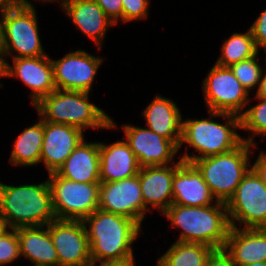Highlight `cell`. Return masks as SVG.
Here are the masks:
<instances>
[{"mask_svg":"<svg viewBox=\"0 0 266 266\" xmlns=\"http://www.w3.org/2000/svg\"><path fill=\"white\" fill-rule=\"evenodd\" d=\"M83 222L92 266L99 261L101 264L124 262L134 258L132 246L142 231V226L135 220L96 209Z\"/></svg>","mask_w":266,"mask_h":266,"instance_id":"1","label":"cell"},{"mask_svg":"<svg viewBox=\"0 0 266 266\" xmlns=\"http://www.w3.org/2000/svg\"><path fill=\"white\" fill-rule=\"evenodd\" d=\"M209 118L182 120V137L179 150L186 144L195 149L199 154L189 155L188 149L179 158L183 162L192 163L194 160L208 156L223 154L232 151L240 146L244 141L236 130L241 129L240 116L208 111ZM214 118L226 119L225 122L218 123Z\"/></svg>","mask_w":266,"mask_h":266,"instance_id":"2","label":"cell"},{"mask_svg":"<svg viewBox=\"0 0 266 266\" xmlns=\"http://www.w3.org/2000/svg\"><path fill=\"white\" fill-rule=\"evenodd\" d=\"M214 204L184 206L172 203L163 215L171 221V227L182 229L176 241L203 243L215 250L223 249L230 229L227 207L218 201Z\"/></svg>","mask_w":266,"mask_h":266,"instance_id":"3","label":"cell"},{"mask_svg":"<svg viewBox=\"0 0 266 266\" xmlns=\"http://www.w3.org/2000/svg\"><path fill=\"white\" fill-rule=\"evenodd\" d=\"M0 215L13 229L48 225L55 220L48 179L20 186L0 182Z\"/></svg>","mask_w":266,"mask_h":266,"instance_id":"4","label":"cell"},{"mask_svg":"<svg viewBox=\"0 0 266 266\" xmlns=\"http://www.w3.org/2000/svg\"><path fill=\"white\" fill-rule=\"evenodd\" d=\"M90 93L56 89L34 107L47 122L66 124L84 131L117 129L115 121L104 110L90 102Z\"/></svg>","mask_w":266,"mask_h":266,"instance_id":"5","label":"cell"},{"mask_svg":"<svg viewBox=\"0 0 266 266\" xmlns=\"http://www.w3.org/2000/svg\"><path fill=\"white\" fill-rule=\"evenodd\" d=\"M255 147L253 144L243 142L230 152L192 162L216 201L226 204L230 200L242 178L251 168L249 158Z\"/></svg>","mask_w":266,"mask_h":266,"instance_id":"6","label":"cell"},{"mask_svg":"<svg viewBox=\"0 0 266 266\" xmlns=\"http://www.w3.org/2000/svg\"><path fill=\"white\" fill-rule=\"evenodd\" d=\"M35 6L6 4L3 16V56L39 57L47 55L41 43ZM15 53V54H14Z\"/></svg>","mask_w":266,"mask_h":266,"instance_id":"7","label":"cell"},{"mask_svg":"<svg viewBox=\"0 0 266 266\" xmlns=\"http://www.w3.org/2000/svg\"><path fill=\"white\" fill-rule=\"evenodd\" d=\"M230 227L266 228V186L250 168L226 203ZM238 223V224H236Z\"/></svg>","mask_w":266,"mask_h":266,"instance_id":"8","label":"cell"},{"mask_svg":"<svg viewBox=\"0 0 266 266\" xmlns=\"http://www.w3.org/2000/svg\"><path fill=\"white\" fill-rule=\"evenodd\" d=\"M56 219L84 220L98 209L100 183H80L48 174Z\"/></svg>","mask_w":266,"mask_h":266,"instance_id":"9","label":"cell"},{"mask_svg":"<svg viewBox=\"0 0 266 266\" xmlns=\"http://www.w3.org/2000/svg\"><path fill=\"white\" fill-rule=\"evenodd\" d=\"M202 83L208 111L241 116L246 106L250 104V93L242 86L229 67L214 63Z\"/></svg>","mask_w":266,"mask_h":266,"instance_id":"10","label":"cell"},{"mask_svg":"<svg viewBox=\"0 0 266 266\" xmlns=\"http://www.w3.org/2000/svg\"><path fill=\"white\" fill-rule=\"evenodd\" d=\"M59 266H92L83 220L55 219L48 224Z\"/></svg>","mask_w":266,"mask_h":266,"instance_id":"11","label":"cell"},{"mask_svg":"<svg viewBox=\"0 0 266 266\" xmlns=\"http://www.w3.org/2000/svg\"><path fill=\"white\" fill-rule=\"evenodd\" d=\"M104 58L85 50L69 51L60 59H51L56 89L90 93Z\"/></svg>","mask_w":266,"mask_h":266,"instance_id":"12","label":"cell"},{"mask_svg":"<svg viewBox=\"0 0 266 266\" xmlns=\"http://www.w3.org/2000/svg\"><path fill=\"white\" fill-rule=\"evenodd\" d=\"M98 209L135 220H144V202L138 175L114 182H100Z\"/></svg>","mask_w":266,"mask_h":266,"instance_id":"13","label":"cell"},{"mask_svg":"<svg viewBox=\"0 0 266 266\" xmlns=\"http://www.w3.org/2000/svg\"><path fill=\"white\" fill-rule=\"evenodd\" d=\"M124 140L136 155L139 166H167L174 163L179 148L171 141L161 137L148 128L125 124L122 127ZM173 160V161H172Z\"/></svg>","mask_w":266,"mask_h":266,"instance_id":"14","label":"cell"},{"mask_svg":"<svg viewBox=\"0 0 266 266\" xmlns=\"http://www.w3.org/2000/svg\"><path fill=\"white\" fill-rule=\"evenodd\" d=\"M6 62L5 77L18 78L29 87L31 103L35 106L44 96L56 90L53 65L48 55L13 58Z\"/></svg>","mask_w":266,"mask_h":266,"instance_id":"15","label":"cell"},{"mask_svg":"<svg viewBox=\"0 0 266 266\" xmlns=\"http://www.w3.org/2000/svg\"><path fill=\"white\" fill-rule=\"evenodd\" d=\"M84 132L74 126L44 121L40 164L48 174L55 173L84 139Z\"/></svg>","mask_w":266,"mask_h":266,"instance_id":"16","label":"cell"},{"mask_svg":"<svg viewBox=\"0 0 266 266\" xmlns=\"http://www.w3.org/2000/svg\"><path fill=\"white\" fill-rule=\"evenodd\" d=\"M179 163L167 166L142 167L138 172L144 202V218L151 209L163 214L173 202L172 184Z\"/></svg>","mask_w":266,"mask_h":266,"instance_id":"17","label":"cell"},{"mask_svg":"<svg viewBox=\"0 0 266 266\" xmlns=\"http://www.w3.org/2000/svg\"><path fill=\"white\" fill-rule=\"evenodd\" d=\"M60 7L77 29L95 43L98 50L103 47L107 30L116 25L95 0H66Z\"/></svg>","mask_w":266,"mask_h":266,"instance_id":"18","label":"cell"},{"mask_svg":"<svg viewBox=\"0 0 266 266\" xmlns=\"http://www.w3.org/2000/svg\"><path fill=\"white\" fill-rule=\"evenodd\" d=\"M172 194V203L184 206H208L216 202L198 169L181 159L174 173Z\"/></svg>","mask_w":266,"mask_h":266,"instance_id":"19","label":"cell"},{"mask_svg":"<svg viewBox=\"0 0 266 266\" xmlns=\"http://www.w3.org/2000/svg\"><path fill=\"white\" fill-rule=\"evenodd\" d=\"M100 182H114L138 175L136 155L123 139L112 144L99 142Z\"/></svg>","mask_w":266,"mask_h":266,"instance_id":"20","label":"cell"},{"mask_svg":"<svg viewBox=\"0 0 266 266\" xmlns=\"http://www.w3.org/2000/svg\"><path fill=\"white\" fill-rule=\"evenodd\" d=\"M223 249L237 266L266 262V228L230 227Z\"/></svg>","mask_w":266,"mask_h":266,"instance_id":"21","label":"cell"},{"mask_svg":"<svg viewBox=\"0 0 266 266\" xmlns=\"http://www.w3.org/2000/svg\"><path fill=\"white\" fill-rule=\"evenodd\" d=\"M149 130L171 140L178 148L182 137V114L172 99L156 95L142 113Z\"/></svg>","mask_w":266,"mask_h":266,"instance_id":"22","label":"cell"},{"mask_svg":"<svg viewBox=\"0 0 266 266\" xmlns=\"http://www.w3.org/2000/svg\"><path fill=\"white\" fill-rule=\"evenodd\" d=\"M56 173L75 182L100 183L99 142L84 138Z\"/></svg>","mask_w":266,"mask_h":266,"instance_id":"23","label":"cell"},{"mask_svg":"<svg viewBox=\"0 0 266 266\" xmlns=\"http://www.w3.org/2000/svg\"><path fill=\"white\" fill-rule=\"evenodd\" d=\"M16 230L20 257L30 260L36 266H59L48 225L21 227Z\"/></svg>","mask_w":266,"mask_h":266,"instance_id":"24","label":"cell"},{"mask_svg":"<svg viewBox=\"0 0 266 266\" xmlns=\"http://www.w3.org/2000/svg\"><path fill=\"white\" fill-rule=\"evenodd\" d=\"M25 128L15 139L10 155V163L30 167L40 164V155L44 138V120Z\"/></svg>","mask_w":266,"mask_h":266,"instance_id":"25","label":"cell"},{"mask_svg":"<svg viewBox=\"0 0 266 266\" xmlns=\"http://www.w3.org/2000/svg\"><path fill=\"white\" fill-rule=\"evenodd\" d=\"M215 249L203 243L175 241L157 258V266H205Z\"/></svg>","mask_w":266,"mask_h":266,"instance_id":"26","label":"cell"},{"mask_svg":"<svg viewBox=\"0 0 266 266\" xmlns=\"http://www.w3.org/2000/svg\"><path fill=\"white\" fill-rule=\"evenodd\" d=\"M221 50V54L215 64L222 67H229L259 53L249 29L245 33H233L223 41Z\"/></svg>","mask_w":266,"mask_h":266,"instance_id":"27","label":"cell"},{"mask_svg":"<svg viewBox=\"0 0 266 266\" xmlns=\"http://www.w3.org/2000/svg\"><path fill=\"white\" fill-rule=\"evenodd\" d=\"M252 99H258L259 103L244 110L240 116L241 130H246L251 134L250 137L243 138V141L256 146L255 135L262 139L266 136V98L254 96Z\"/></svg>","mask_w":266,"mask_h":266,"instance_id":"28","label":"cell"},{"mask_svg":"<svg viewBox=\"0 0 266 266\" xmlns=\"http://www.w3.org/2000/svg\"><path fill=\"white\" fill-rule=\"evenodd\" d=\"M258 53L246 60L229 66L242 86L250 93L251 89L258 87L263 68L260 65Z\"/></svg>","mask_w":266,"mask_h":266,"instance_id":"29","label":"cell"},{"mask_svg":"<svg viewBox=\"0 0 266 266\" xmlns=\"http://www.w3.org/2000/svg\"><path fill=\"white\" fill-rule=\"evenodd\" d=\"M20 257L17 230L8 228L0 235V265L11 264Z\"/></svg>","mask_w":266,"mask_h":266,"instance_id":"30","label":"cell"},{"mask_svg":"<svg viewBox=\"0 0 266 266\" xmlns=\"http://www.w3.org/2000/svg\"><path fill=\"white\" fill-rule=\"evenodd\" d=\"M122 5V22L130 23L148 18L150 0H122Z\"/></svg>","mask_w":266,"mask_h":266,"instance_id":"31","label":"cell"},{"mask_svg":"<svg viewBox=\"0 0 266 266\" xmlns=\"http://www.w3.org/2000/svg\"><path fill=\"white\" fill-rule=\"evenodd\" d=\"M249 30L251 31L258 51L259 48H263L264 53H266V9L260 13L251 27H249Z\"/></svg>","mask_w":266,"mask_h":266,"instance_id":"32","label":"cell"},{"mask_svg":"<svg viewBox=\"0 0 266 266\" xmlns=\"http://www.w3.org/2000/svg\"><path fill=\"white\" fill-rule=\"evenodd\" d=\"M104 13L117 25L122 21V0H95Z\"/></svg>","mask_w":266,"mask_h":266,"instance_id":"33","label":"cell"},{"mask_svg":"<svg viewBox=\"0 0 266 266\" xmlns=\"http://www.w3.org/2000/svg\"><path fill=\"white\" fill-rule=\"evenodd\" d=\"M205 266H237L224 249L214 250L208 257Z\"/></svg>","mask_w":266,"mask_h":266,"instance_id":"34","label":"cell"},{"mask_svg":"<svg viewBox=\"0 0 266 266\" xmlns=\"http://www.w3.org/2000/svg\"><path fill=\"white\" fill-rule=\"evenodd\" d=\"M251 168L256 172L266 186V151H261L259 153L257 159L254 161V164H251Z\"/></svg>","mask_w":266,"mask_h":266,"instance_id":"35","label":"cell"},{"mask_svg":"<svg viewBox=\"0 0 266 266\" xmlns=\"http://www.w3.org/2000/svg\"><path fill=\"white\" fill-rule=\"evenodd\" d=\"M256 91V95L253 96L266 98V70L264 69L262 71L261 79L258 85V89Z\"/></svg>","mask_w":266,"mask_h":266,"instance_id":"36","label":"cell"},{"mask_svg":"<svg viewBox=\"0 0 266 266\" xmlns=\"http://www.w3.org/2000/svg\"><path fill=\"white\" fill-rule=\"evenodd\" d=\"M6 4L0 2V49H3V16Z\"/></svg>","mask_w":266,"mask_h":266,"instance_id":"37","label":"cell"},{"mask_svg":"<svg viewBox=\"0 0 266 266\" xmlns=\"http://www.w3.org/2000/svg\"><path fill=\"white\" fill-rule=\"evenodd\" d=\"M97 266V265H94ZM99 266H136L134 258L124 262L101 263Z\"/></svg>","mask_w":266,"mask_h":266,"instance_id":"38","label":"cell"},{"mask_svg":"<svg viewBox=\"0 0 266 266\" xmlns=\"http://www.w3.org/2000/svg\"><path fill=\"white\" fill-rule=\"evenodd\" d=\"M35 1V0H34ZM39 2H43V3H48V2H55V1H59V4L62 6L63 3L66 1V0H38ZM32 1L30 0H16V3H19V4H22V5H27V6H33V4L31 3Z\"/></svg>","mask_w":266,"mask_h":266,"instance_id":"39","label":"cell"},{"mask_svg":"<svg viewBox=\"0 0 266 266\" xmlns=\"http://www.w3.org/2000/svg\"><path fill=\"white\" fill-rule=\"evenodd\" d=\"M5 68H6V62L3 56V49H0V78H5ZM3 84H0V87H2Z\"/></svg>","mask_w":266,"mask_h":266,"instance_id":"40","label":"cell"},{"mask_svg":"<svg viewBox=\"0 0 266 266\" xmlns=\"http://www.w3.org/2000/svg\"><path fill=\"white\" fill-rule=\"evenodd\" d=\"M8 229L4 218L0 215V235Z\"/></svg>","mask_w":266,"mask_h":266,"instance_id":"41","label":"cell"},{"mask_svg":"<svg viewBox=\"0 0 266 266\" xmlns=\"http://www.w3.org/2000/svg\"><path fill=\"white\" fill-rule=\"evenodd\" d=\"M240 266H266V262H254L251 264L240 265Z\"/></svg>","mask_w":266,"mask_h":266,"instance_id":"42","label":"cell"},{"mask_svg":"<svg viewBox=\"0 0 266 266\" xmlns=\"http://www.w3.org/2000/svg\"><path fill=\"white\" fill-rule=\"evenodd\" d=\"M0 2H3L5 4H11V3H15V0H0Z\"/></svg>","mask_w":266,"mask_h":266,"instance_id":"43","label":"cell"}]
</instances>
